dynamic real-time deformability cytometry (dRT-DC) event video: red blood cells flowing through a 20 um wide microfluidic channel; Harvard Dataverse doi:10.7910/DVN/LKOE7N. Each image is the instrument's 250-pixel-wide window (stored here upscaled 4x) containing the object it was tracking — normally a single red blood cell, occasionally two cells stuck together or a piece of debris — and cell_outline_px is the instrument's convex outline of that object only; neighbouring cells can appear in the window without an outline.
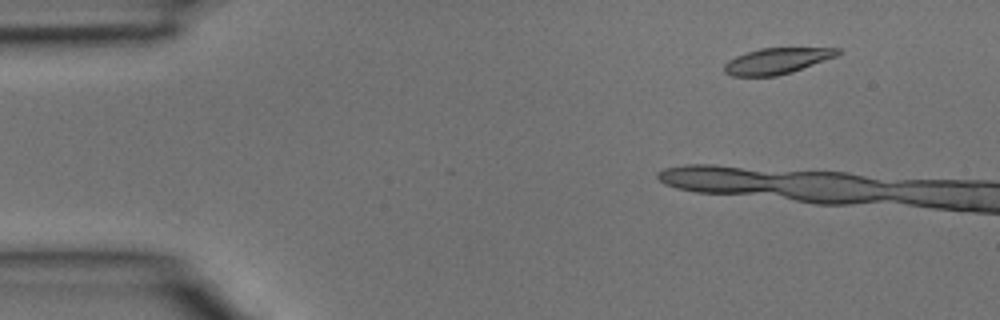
{"species": "common noctule bat (a hibernating species)", "species_latin": "Nyctalus noctula", "temperature_condition": "room temperature", "stored_images_in_passage": 5, "camera_frame_rate_fps": 3000, "um_per_image_px": 0.085, "animal": {"sex": "male", "body_mass_g": 15.6}, "frame": {"image": 1, "passage_image": 1, "time_ms": 0.0, "image_size_px": [1000, 320], "cell_outline_px": [[840, 52], [836, 56], [792, 72], [776, 76], [732, 76], [724, 72], [724, 64], [728, 60], [736, 56], [760, 48], [840, 48]], "centroid_in_image_um": [66.01, 5.18], "position_along_channel_um": 19.0, "area_um2": 16.99}}